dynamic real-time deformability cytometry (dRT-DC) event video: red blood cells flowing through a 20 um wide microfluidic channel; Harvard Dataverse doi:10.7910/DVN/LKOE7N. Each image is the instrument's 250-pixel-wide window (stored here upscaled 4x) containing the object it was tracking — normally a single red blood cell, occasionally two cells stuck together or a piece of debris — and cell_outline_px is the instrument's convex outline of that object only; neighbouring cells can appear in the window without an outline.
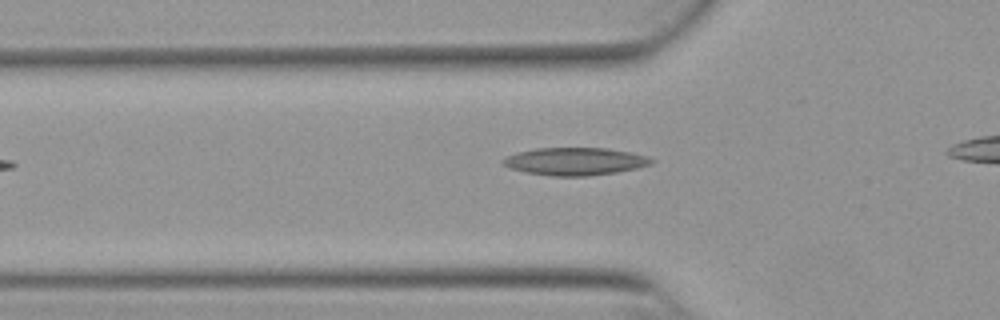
{"species": "Egyptian fruit bat (a non-hibernating species)", "species_latin": "Rousettus aegyptiacus", "temperature_condition": "warm", "stored_images_in_passage": 30, "camera_frame_rate_fps": 3000, "um_per_image_px": 0.085, "animal": {"sex": "female"}, "frame": {"image": 1, "passage_image": 5, "time_ms": 1.333, "image_size_px": [1000, 320], "cell_outline_px": [[656, 160], [652, 164], [636, 168], [616, 172], [588, 176], [552, 176], [528, 172], [512, 168], [504, 164], [500, 160], [508, 156], [520, 152], [536, 148], [608, 148], [632, 152], [648, 156]], "centroid_in_image_um": [48.96, 13.71], "position_along_channel_um": 76.8, "area_um2": 23.76}}
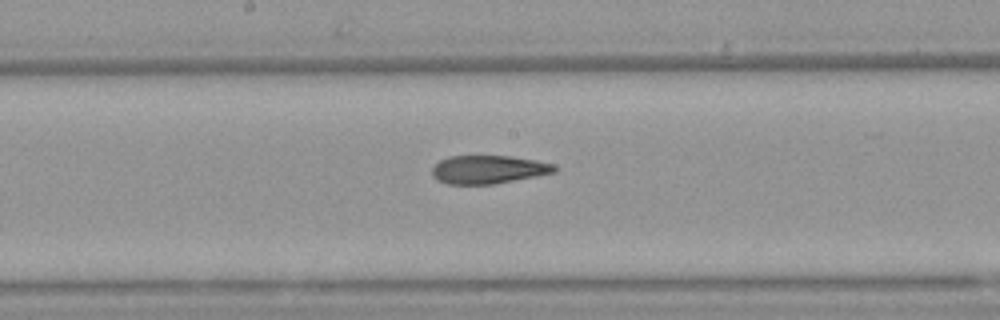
{"frame": {"image": 2, "passage_image": 15, "time_ms": 4.667, "image_size_px": [1000, 320], "cell_outline_px": [[560, 168], [556, 172], [536, 176], [492, 184], [448, 184], [436, 180], [432, 176], [432, 168], [440, 160], [448, 156], [512, 156], [536, 160], [556, 164]], "centroid_in_image_um": [41.54, 14.4], "position_along_channel_um": 206.7, "area_um2": 20.35}}
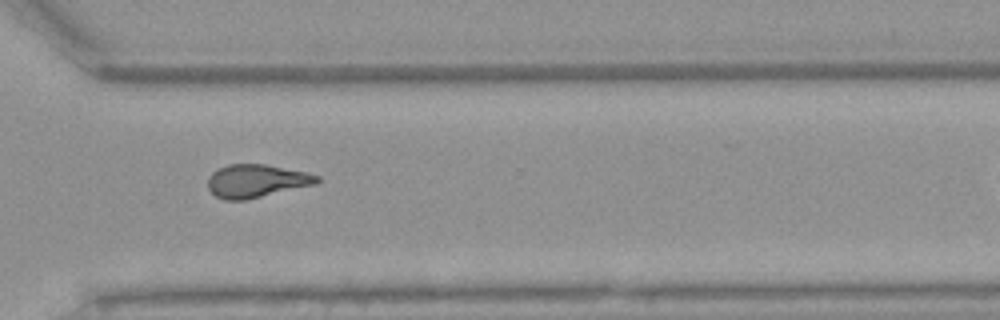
{"frame": {"image": 3, "passage_image": 26, "time_ms": 8.333, "image_size_px": [1000, 320], "cell_outline_px": [[320, 180], [316, 184], [244, 200], [224, 200], [216, 196], [208, 188], [208, 176], [212, 172], [228, 164], [264, 164], [304, 172], [320, 176]], "centroid_in_image_um": [21.77, 15.38], "position_along_channel_um": 348.8, "area_um2": 20.81}}